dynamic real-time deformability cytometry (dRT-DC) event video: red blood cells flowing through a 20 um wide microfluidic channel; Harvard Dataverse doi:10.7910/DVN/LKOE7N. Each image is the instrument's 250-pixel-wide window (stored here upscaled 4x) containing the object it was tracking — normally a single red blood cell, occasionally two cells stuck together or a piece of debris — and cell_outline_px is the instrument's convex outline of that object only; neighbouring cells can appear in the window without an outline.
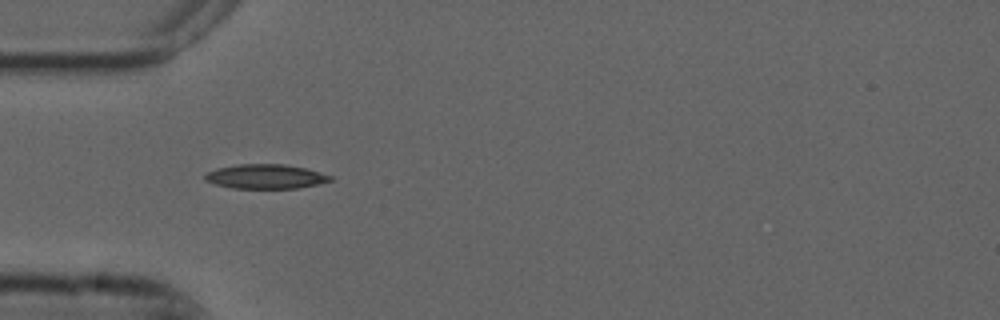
{"species": "common noctule bat (a hibernating species)", "species_latin": "Nyctalus noctula", "temperature_condition": "cold", "stored_images_in_passage": 3, "camera_frame_rate_fps": 3000, "um_per_image_px": 0.085, "animal": {"sex": "male", "forearm_length_mm": 52.5}, "frame": {"image": 1, "passage_image": 1, "time_ms": 0.0, "image_size_px": [1000, 320], "cell_outline_px": [[332, 180], [316, 184], [296, 188], [232, 188], [216, 184], [204, 180], [204, 176], [208, 172], [216, 168], [236, 164], [284, 164], [304, 168], [332, 176]], "centroid_in_image_um": [22.53, 15.0], "position_along_channel_um": 62.5, "area_um2": 17.63}}
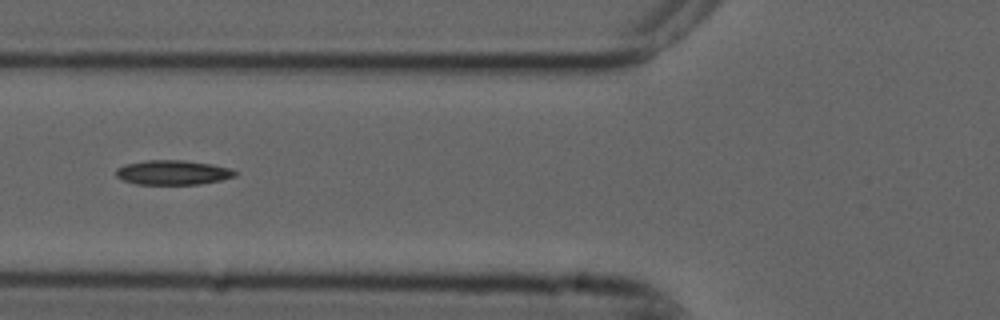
{"frame": {"image": 2, "passage_image": 2, "time_ms": 0.333, "image_size_px": [1000, 320], "cell_outline_px": [[236, 176], [220, 180], [200, 184], [136, 184], [124, 180], [116, 176], [116, 168], [124, 164], [148, 160], [184, 160], [212, 164], [228, 168], [236, 172]], "centroid_in_image_um": [14.66, 14.66], "position_along_channel_um": 111.1, "area_um2": 16.94}}
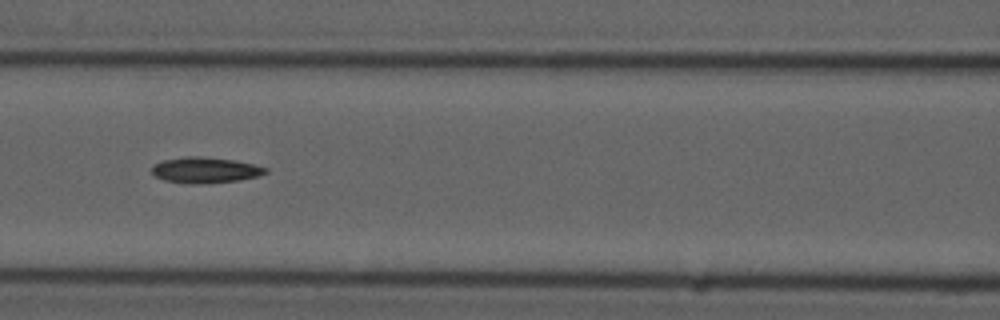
{"frame": {"image": 3, "passage_image": 3, "time_ms": 0.667, "image_size_px": [1000, 320], "cell_outline_px": [[268, 172], [256, 176], [240, 180], [192, 184], [184, 184], [164, 180], [156, 176], [152, 172], [152, 164], [164, 160], [184, 156], [200, 156], [236, 160], [268, 168]], "centroid_in_image_um": [17.41, 14.45], "position_along_channel_um": 149.2, "area_um2": 17.11}}